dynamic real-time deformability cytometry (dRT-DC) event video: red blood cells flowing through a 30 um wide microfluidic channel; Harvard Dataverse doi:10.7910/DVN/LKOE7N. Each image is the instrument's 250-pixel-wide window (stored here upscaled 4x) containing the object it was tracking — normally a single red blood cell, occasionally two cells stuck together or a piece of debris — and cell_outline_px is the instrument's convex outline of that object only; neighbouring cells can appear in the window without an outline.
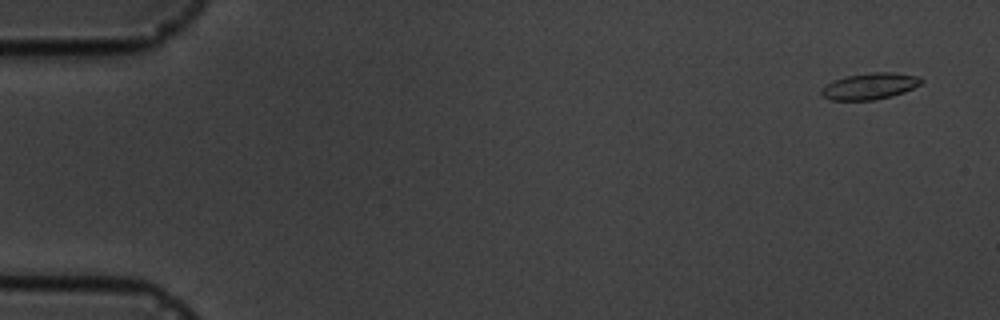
{"species": "common noctule bat (a hibernating species)", "species_latin": "Nyctalus noctula", "temperature_condition": "cold", "stored_images_in_passage": 5, "camera_frame_rate_fps": 3000, "um_per_image_px": 0.085, "animal": {"sex": "male", "body_mass_g": 19.5, "forearm_length_mm": 54.6}, "frame": {"image": 1, "passage_image": 1, "time_ms": 0.0, "image_size_px": [1000, 320], "cell_outline_px": [[924, 80], [920, 84], [904, 92], [892, 96], [872, 100], [832, 100], [824, 96], [820, 92], [820, 88], [832, 80], [848, 76], [872, 72], [892, 72], [916, 76]], "centroid_in_image_um": [73.9, 7.32], "position_along_channel_um": 11.1, "area_um2": 15.26}}
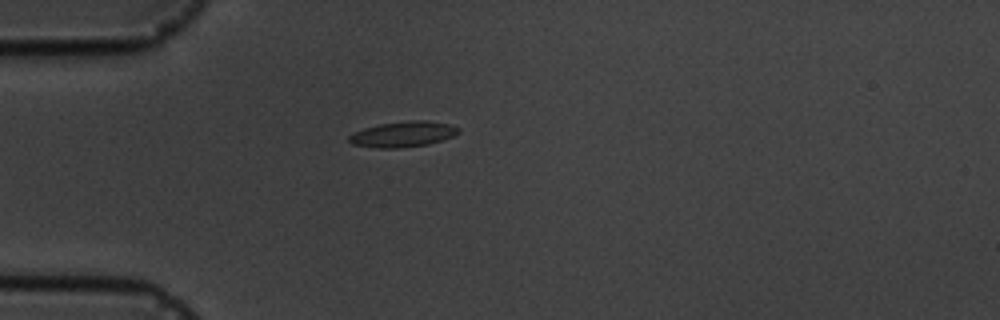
{"frame": {"image": 2, "passage_image": 5, "time_ms": 4.333, "image_size_px": [1000, 320], "cell_outline_px": [[460, 132], [452, 136], [428, 144], [400, 148], [376, 148], [352, 144], [348, 140], [348, 136], [352, 132], [364, 128], [380, 124], [408, 120], [428, 120], [448, 124], [460, 128]], "centroid_in_image_um": [34.22, 11.4], "position_along_channel_um": 50.8, "area_um2": 16.36}}